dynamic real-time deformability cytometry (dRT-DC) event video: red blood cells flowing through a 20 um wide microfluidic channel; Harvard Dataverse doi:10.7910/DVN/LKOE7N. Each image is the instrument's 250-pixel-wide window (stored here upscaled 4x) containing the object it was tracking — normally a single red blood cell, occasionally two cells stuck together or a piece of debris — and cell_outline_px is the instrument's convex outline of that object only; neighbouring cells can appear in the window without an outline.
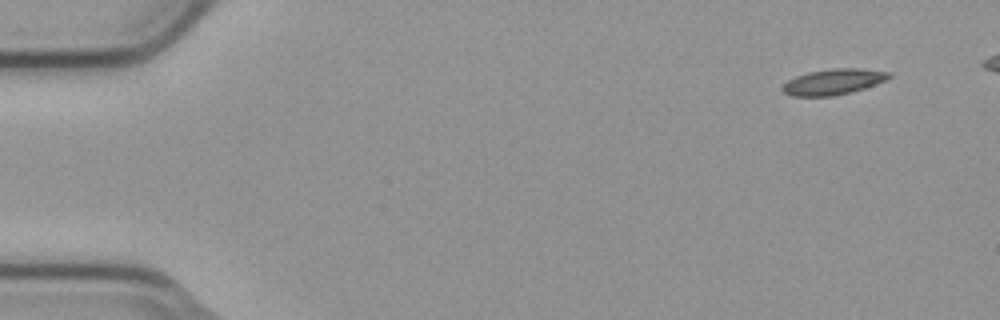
{"species": "common noctule bat (a hibernating species)", "species_latin": "Nyctalus noctula", "temperature_condition": "cold", "stored_images_in_passage": 5, "camera_frame_rate_fps": 3000, "um_per_image_px": 0.085, "animal": {"sex": "male", "body_mass_g": 23.1, "forearm_length_mm": 52.7}, "frame": {"image": 1, "passage_image": 1, "time_ms": 0.0, "image_size_px": [1000, 320], "cell_outline_px": [[892, 76], [884, 80], [864, 88], [832, 96], [792, 96], [784, 92], [780, 88], [788, 80], [796, 76], [808, 72], [832, 68], [860, 68], [892, 72]], "centroid_in_image_um": [70.82, 6.94], "position_along_channel_um": 14.2, "area_um2": 15.84}}